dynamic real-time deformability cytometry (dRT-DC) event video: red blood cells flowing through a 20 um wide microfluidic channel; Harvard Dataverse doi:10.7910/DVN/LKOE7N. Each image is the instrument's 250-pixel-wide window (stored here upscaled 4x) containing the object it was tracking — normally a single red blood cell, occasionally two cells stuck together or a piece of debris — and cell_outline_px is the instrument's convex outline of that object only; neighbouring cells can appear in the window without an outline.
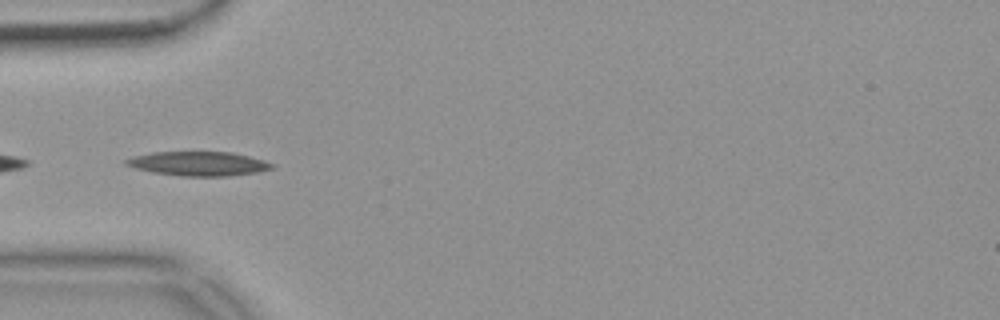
{"species": "common noctule bat (a hibernating species)", "species_latin": "Nyctalus noctula", "temperature_condition": "warm", "stored_images_in_passage": 19, "camera_frame_rate_fps": 3000, "um_per_image_px": 0.085, "animal": {"sex": "female", "body_mass_g": 18.4}, "frame": {"image": 1, "passage_image": 17, "time_ms": 5.333, "image_size_px": [1000, 320], "cell_outline_px": [[276, 168], [256, 172], [228, 176], [180, 176], [152, 172], [136, 168], [124, 164], [124, 160], [132, 156], [152, 152], [232, 152], [248, 156], [276, 164]], "centroid_in_image_um": [16.87, 13.91], "position_along_channel_um": 68.1, "area_um2": 20.63}}